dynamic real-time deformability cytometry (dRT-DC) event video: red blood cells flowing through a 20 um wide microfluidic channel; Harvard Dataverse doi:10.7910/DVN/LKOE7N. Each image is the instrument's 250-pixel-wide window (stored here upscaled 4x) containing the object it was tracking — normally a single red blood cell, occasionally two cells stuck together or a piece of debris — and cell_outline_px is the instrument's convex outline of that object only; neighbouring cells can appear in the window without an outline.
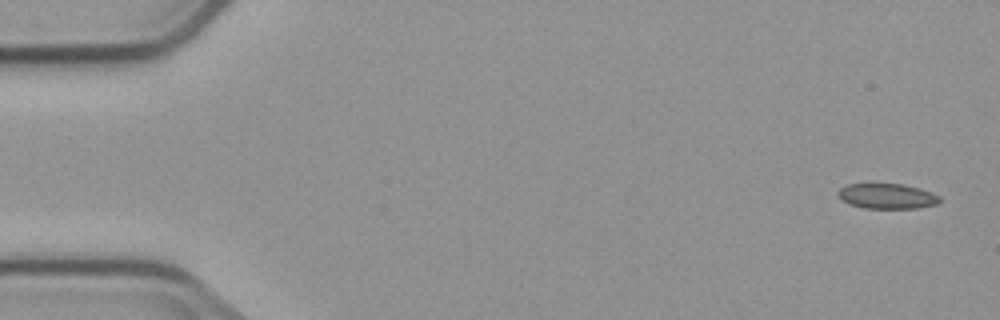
{"species": "common noctule bat (a hibernating species)", "species_latin": "Nyctalus noctula", "temperature_condition": "cold", "stored_images_in_passage": 3, "camera_frame_rate_fps": 3000, "um_per_image_px": 0.085, "animal": {"sex": "male", "body_mass_g": 23.1, "forearm_length_mm": 52.7}, "frame": {"image": 1, "passage_image": 1, "time_ms": 0.0, "image_size_px": [1000, 320], "cell_outline_px": [[940, 204], [916, 208], [864, 208], [848, 204], [836, 192], [840, 188], [848, 184], [904, 184], [940, 196]], "centroid_in_image_um": [75.39, 16.68], "position_along_channel_um": 9.6, "area_um2": 14.74}}